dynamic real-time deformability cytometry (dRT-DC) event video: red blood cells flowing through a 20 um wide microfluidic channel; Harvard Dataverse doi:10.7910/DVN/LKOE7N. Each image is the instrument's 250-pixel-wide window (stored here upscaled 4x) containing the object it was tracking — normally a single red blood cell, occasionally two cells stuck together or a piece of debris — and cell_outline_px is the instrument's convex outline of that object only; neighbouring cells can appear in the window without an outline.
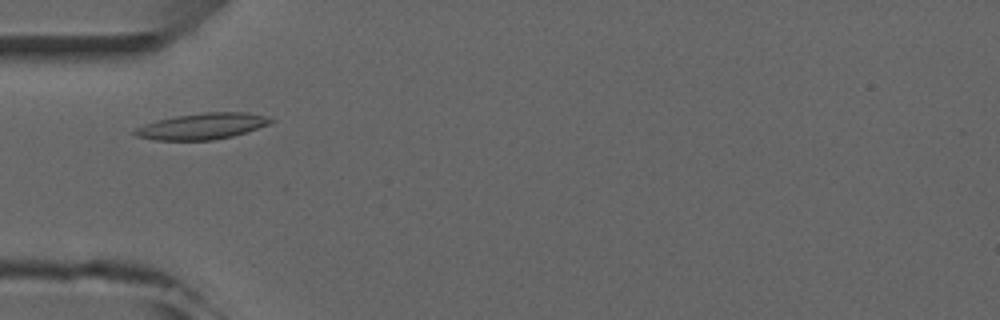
{"species": "common noctule bat (a hibernating species)", "species_latin": "Nyctalus noctula", "temperature_condition": "room temperature", "stored_images_in_passage": 6, "camera_frame_rate_fps": 3000, "um_per_image_px": 0.085, "animal": {"sex": "male", "forearm_length_mm": 52.5}, "frame": {"image": 1, "passage_image": 2, "time_ms": 1.333, "image_size_px": [1000, 320], "cell_outline_px": [[276, 120], [268, 124], [232, 136], [212, 140], [152, 140], [136, 136], [132, 132], [136, 128], [144, 124], [156, 120], [176, 116], [200, 112], [248, 112], [264, 116]], "centroid_in_image_um": [17.13, 10.72], "position_along_channel_um": 67.9, "area_um2": 20.63}}
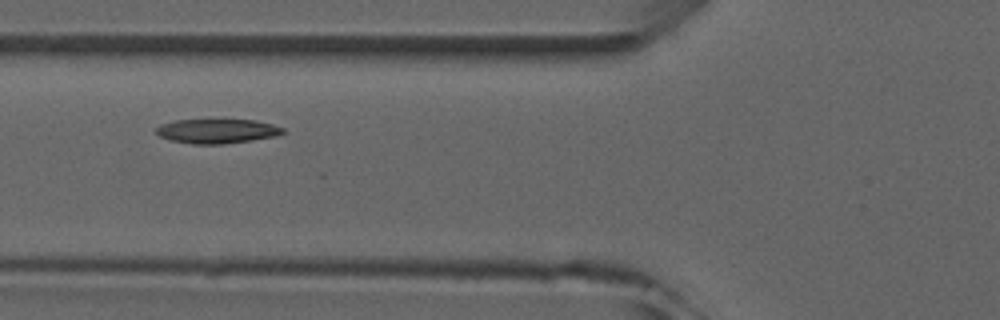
{"frame": {"image": 2, "passage_image": 3, "time_ms": 2.333, "image_size_px": [1000, 320], "cell_outline_px": [[284, 132], [276, 136], [252, 140], [224, 144], [192, 144], [168, 140], [160, 136], [156, 132], [156, 128], [160, 124], [176, 120], [256, 120], [272, 124], [284, 128]], "centroid_in_image_um": [18.43, 11.15], "position_along_channel_um": 107.4, "area_um2": 18.03}}
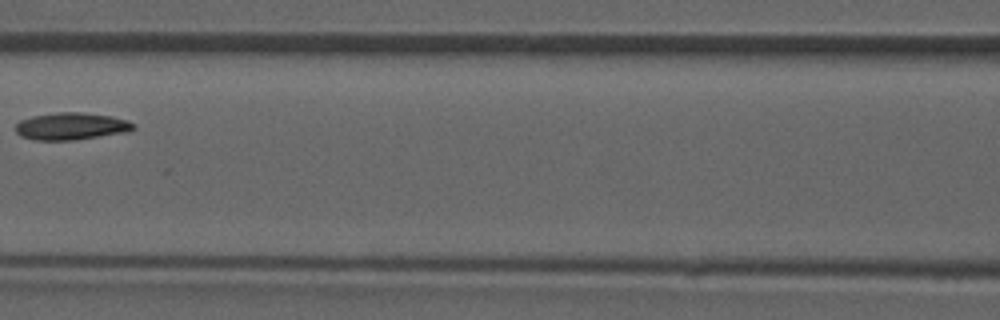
{"frame": {"image": 3, "passage_image": 4, "time_ms": 3.667, "image_size_px": [1000, 320], "cell_outline_px": [[136, 128], [128, 132], [76, 140], [36, 140], [20, 136], [16, 132], [16, 124], [20, 120], [32, 116], [56, 112], [80, 112], [112, 116], [128, 120], [136, 124]], "centroid_in_image_um": [6.09, 10.73], "position_along_channel_um": 160.5, "area_um2": 18.9}}